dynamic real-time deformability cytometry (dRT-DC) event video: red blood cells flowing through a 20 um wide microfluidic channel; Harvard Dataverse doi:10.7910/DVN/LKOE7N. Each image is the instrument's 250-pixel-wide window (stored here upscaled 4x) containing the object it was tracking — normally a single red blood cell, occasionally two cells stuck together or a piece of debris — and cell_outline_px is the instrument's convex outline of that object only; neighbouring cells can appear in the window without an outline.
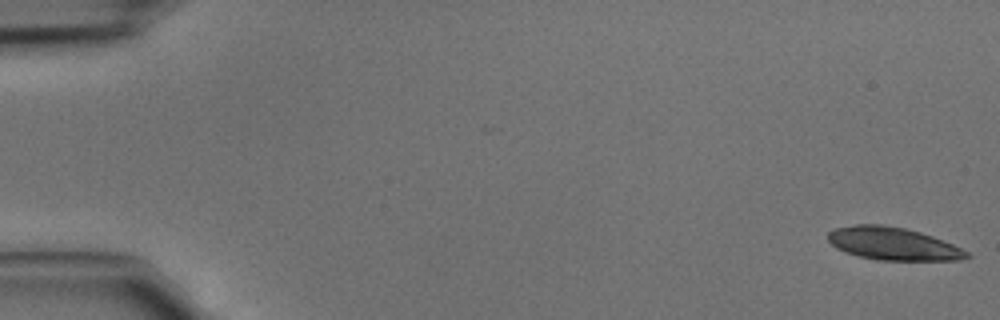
{"species": "common noctule bat (a hibernating species)", "species_latin": "Nyctalus noctula", "temperature_condition": "cold", "stored_images_in_passage": 46, "camera_frame_rate_fps": 3000, "um_per_image_px": 0.085, "animal": {"sex": "male", "body_mass_g": 15.6}, "frame": {"image": 1, "passage_image": 1, "time_ms": 0.0, "image_size_px": [1000, 320], "cell_outline_px": [[972, 256], [960, 260], [876, 260], [844, 252], [836, 248], [828, 240], [828, 232], [836, 228], [856, 224], [884, 224], [904, 228], [920, 232], [932, 236], [952, 244], [968, 252]], "centroid_in_image_um": [75.89, 20.71], "position_along_channel_um": 9.1, "area_um2": 26.41}}
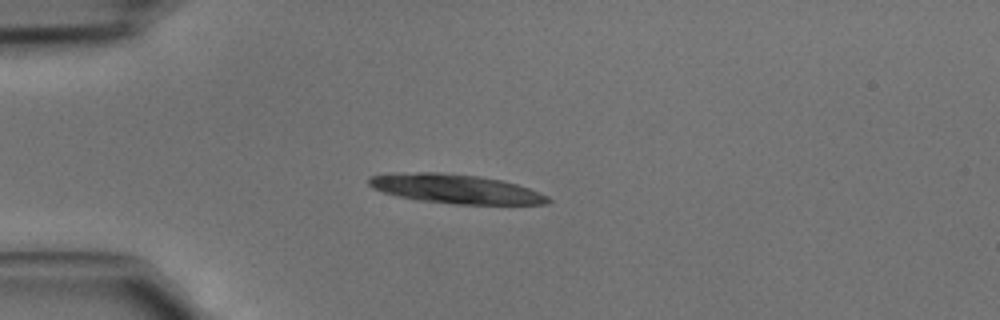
{"frame": {"image": 2, "passage_image": 12, "time_ms": 3.667, "image_size_px": [1000, 320], "cell_outline_px": [[552, 200], [548, 204], [456, 204], [416, 200], [384, 192], [372, 188], [368, 184], [368, 176], [396, 172], [440, 172], [480, 176], [504, 180], [540, 192], [548, 196]], "centroid_in_image_um": [38.71, 16.04], "position_along_channel_um": 46.3, "area_um2": 30.63}}